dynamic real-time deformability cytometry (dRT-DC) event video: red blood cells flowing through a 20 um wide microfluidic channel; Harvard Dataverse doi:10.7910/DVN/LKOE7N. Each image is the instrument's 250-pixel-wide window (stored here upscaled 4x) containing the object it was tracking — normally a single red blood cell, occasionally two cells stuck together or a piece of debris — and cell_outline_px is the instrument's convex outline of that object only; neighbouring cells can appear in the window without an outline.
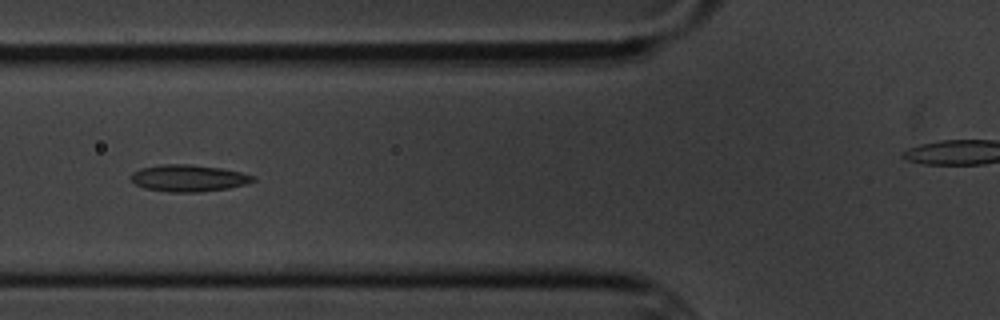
{"species": "common noctule bat (a hibernating species)", "species_latin": "Nyctalus noctula", "temperature_condition": "cold", "stored_images_in_passage": 10, "segment_of_instrument_passage": [1, 2], "camera_frame_rate_fps": 3000, "um_per_image_px": 0.085, "animal": {"sex": "male", "body_mass_g": 20.1, "forearm_length_mm": 53.5}, "frame": {"image": 1, "passage_image": 7, "time_ms": 7.0, "image_size_px": [1000, 320], "cell_outline_px": [[256, 180], [248, 184], [228, 188], [200, 192], [168, 192], [144, 188], [136, 184], [128, 176], [132, 172], [140, 168], [160, 164], [192, 164], [220, 168], [240, 172], [256, 176]], "centroid_in_image_um": [16.02, 15.14], "position_along_channel_um": 109.8, "area_um2": 19.31}}
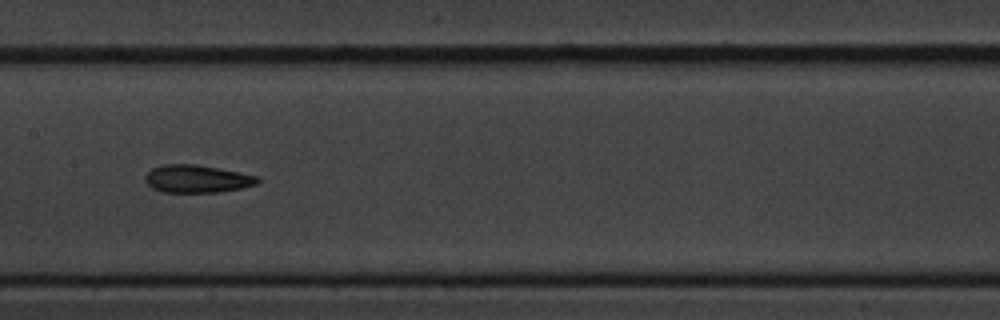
{"frame": {"image": 2, "passage_image": 9, "time_ms": 9.333, "image_size_px": [1000, 320], "cell_outline_px": [[260, 180], [256, 184], [240, 188], [216, 192], [164, 192], [152, 188], [144, 180], [144, 176], [152, 168], [164, 164], [196, 164], [256, 176]], "centroid_in_image_um": [16.68, 15.2], "position_along_channel_um": 190.7, "area_um2": 17.86}}